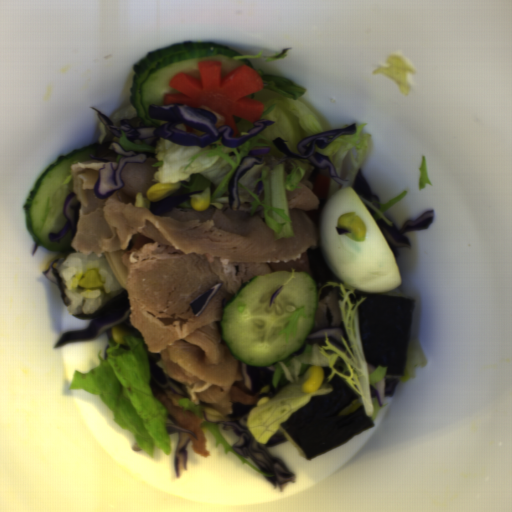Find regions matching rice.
I'll return each instance as SVG.
<instances>
[{
	"mask_svg": "<svg viewBox=\"0 0 512 512\" xmlns=\"http://www.w3.org/2000/svg\"><path fill=\"white\" fill-rule=\"evenodd\" d=\"M380 293H382L384 295H392V296L407 298L406 295L403 292H401L398 288H395V289H392V290H389L386 292H380Z\"/></svg>",
	"mask_w": 512,
	"mask_h": 512,
	"instance_id": "4",
	"label": "rice"
},
{
	"mask_svg": "<svg viewBox=\"0 0 512 512\" xmlns=\"http://www.w3.org/2000/svg\"><path fill=\"white\" fill-rule=\"evenodd\" d=\"M279 430L281 432L282 435L285 436V438L287 439V441L289 443H291L295 449L297 450L300 458H306V454L304 453V451L300 448V446L297 444V442L293 439V437L287 432V430L280 424L279 425Z\"/></svg>",
	"mask_w": 512,
	"mask_h": 512,
	"instance_id": "2",
	"label": "rice"
},
{
	"mask_svg": "<svg viewBox=\"0 0 512 512\" xmlns=\"http://www.w3.org/2000/svg\"><path fill=\"white\" fill-rule=\"evenodd\" d=\"M63 285L67 300L66 310L70 315L92 314L108 300L123 291L124 287L111 269L105 255L95 253L73 252L58 258L52 264ZM97 270L103 286L95 290L80 289L77 284L90 270Z\"/></svg>",
	"mask_w": 512,
	"mask_h": 512,
	"instance_id": "1",
	"label": "rice"
},
{
	"mask_svg": "<svg viewBox=\"0 0 512 512\" xmlns=\"http://www.w3.org/2000/svg\"><path fill=\"white\" fill-rule=\"evenodd\" d=\"M361 406H363V402H362L361 398L360 397L356 398L348 407H346L345 409H343L341 411L339 416L350 415L351 413L356 411Z\"/></svg>",
	"mask_w": 512,
	"mask_h": 512,
	"instance_id": "3",
	"label": "rice"
}]
</instances>
